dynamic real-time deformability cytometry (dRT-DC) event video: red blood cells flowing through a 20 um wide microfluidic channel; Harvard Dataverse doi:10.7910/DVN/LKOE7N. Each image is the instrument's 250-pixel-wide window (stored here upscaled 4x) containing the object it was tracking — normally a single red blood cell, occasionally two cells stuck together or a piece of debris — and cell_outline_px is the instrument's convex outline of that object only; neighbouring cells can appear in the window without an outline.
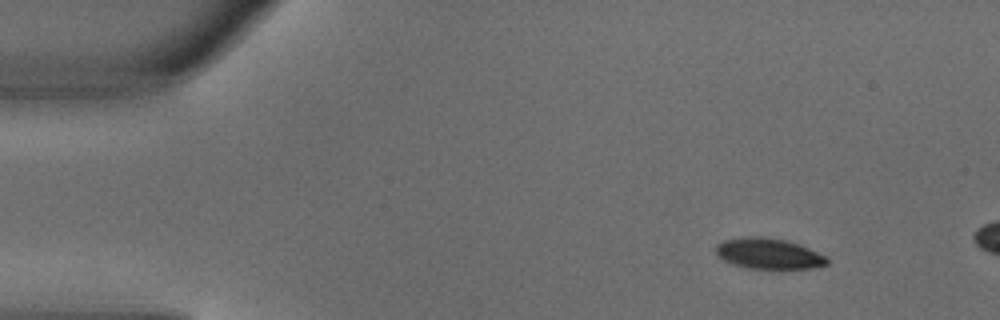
{"species": "common noctule bat (a hibernating species)", "species_latin": "Nyctalus noctula", "temperature_condition": "warm", "stored_images_in_passage": 3, "camera_frame_rate_fps": 3000, "um_per_image_px": 0.085, "animal": {"sex": "male", "body_mass_g": 18.8}, "frame": {"image": 1, "passage_image": 1, "time_ms": 0.0, "image_size_px": [1000, 320], "cell_outline_px": [[828, 264], [812, 268], [748, 268], [732, 264], [716, 256], [716, 244], [724, 240], [744, 236], [764, 236], [788, 240], [828, 256]], "centroid_in_image_um": [65.32, 21.54], "position_along_channel_um": 19.7, "area_um2": 20.06}}